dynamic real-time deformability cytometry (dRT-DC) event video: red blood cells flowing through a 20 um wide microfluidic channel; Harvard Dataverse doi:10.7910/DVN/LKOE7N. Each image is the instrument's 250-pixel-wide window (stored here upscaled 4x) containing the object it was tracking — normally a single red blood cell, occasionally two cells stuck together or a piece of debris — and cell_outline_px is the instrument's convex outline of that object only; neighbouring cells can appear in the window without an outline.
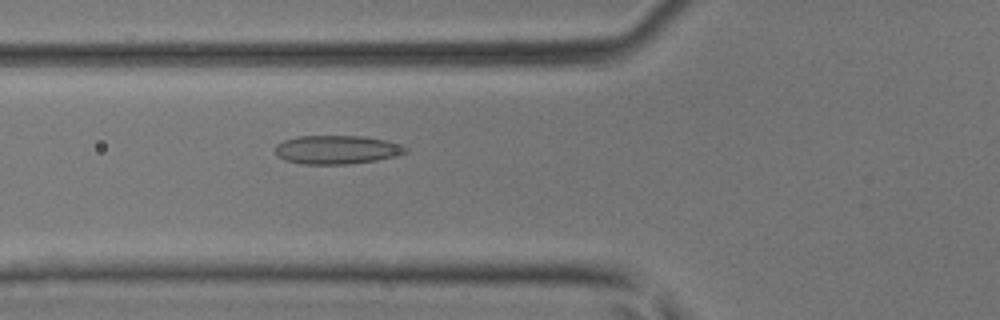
{"species": "common noctule bat (a hibernating species)", "species_latin": "Nyctalus noctula", "temperature_condition": "room temperature", "stored_images_in_passage": 26, "camera_frame_rate_fps": 3000, "um_per_image_px": 0.085, "animal": {"sex": "male", "body_mass_g": 17.9, "forearm_length_mm": 54.2}, "frame": {"image": 1, "passage_image": 3, "time_ms": 0.667, "image_size_px": [1000, 320], "cell_outline_px": [[408, 152], [396, 156], [376, 160], [348, 164], [304, 164], [284, 160], [276, 152], [276, 144], [284, 140], [300, 136], [364, 136], [384, 140], [400, 144], [408, 148]], "centroid_in_image_um": [28.66, 12.72], "position_along_channel_um": 97.1, "area_um2": 21.68}}
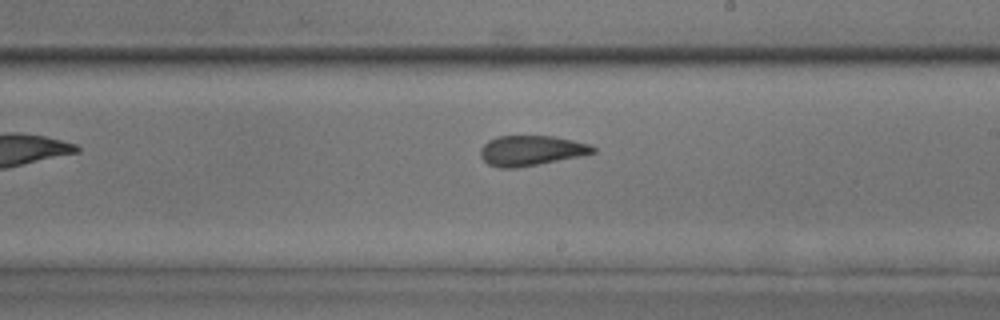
{"frame": {"image": 2, "passage_image": 13, "time_ms": 4.0, "image_size_px": [1000, 320], "cell_outline_px": [[596, 152], [580, 156], [516, 168], [500, 168], [488, 164], [480, 156], [480, 148], [488, 140], [496, 136], [552, 136], [572, 140], [588, 144], [596, 148]], "centroid_in_image_um": [45.11, 12.79], "position_along_channel_um": 243.9, "area_um2": 19.65}}
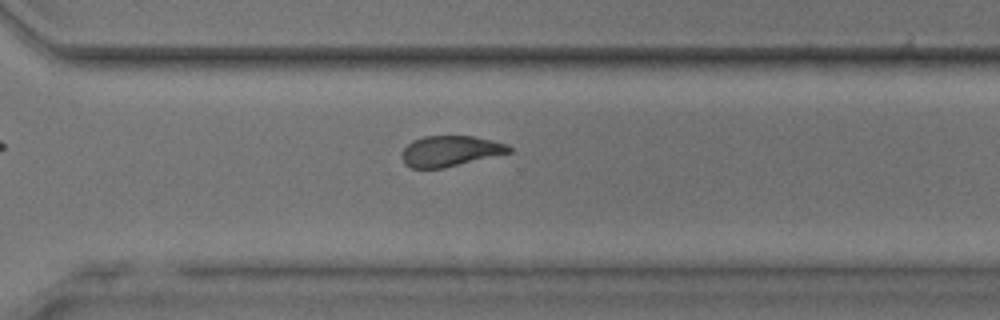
{"frame": {"image": 3, "passage_image": 19, "time_ms": 6.0, "image_size_px": [1000, 320], "cell_outline_px": [[512, 152], [444, 168], [412, 168], [404, 164], [400, 156], [404, 148], [412, 140], [424, 136], [472, 136], [492, 140], [504, 144], [512, 148]], "centroid_in_image_um": [38.23, 12.84], "position_along_channel_um": 332.4, "area_um2": 19.13}}